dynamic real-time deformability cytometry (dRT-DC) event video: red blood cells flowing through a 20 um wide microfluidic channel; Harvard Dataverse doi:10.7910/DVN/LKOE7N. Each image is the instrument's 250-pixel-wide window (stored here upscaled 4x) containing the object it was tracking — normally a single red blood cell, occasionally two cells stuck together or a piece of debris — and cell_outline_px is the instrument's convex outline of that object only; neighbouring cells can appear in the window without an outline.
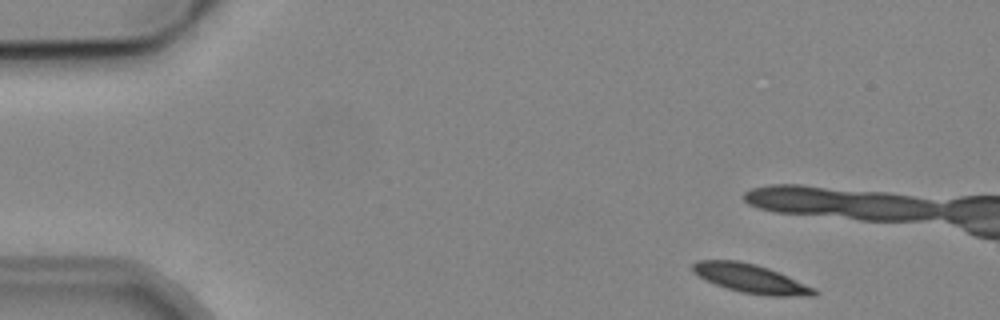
{"species": "common noctule bat (a hibernating species)", "species_latin": "Nyctalus noctula", "temperature_condition": "cold", "stored_images_in_passage": 4, "camera_frame_rate_fps": 3000, "um_per_image_px": 0.085, "animal": {"sex": "male", "body_mass_g": 19.2, "forearm_length_mm": 51.8}, "frame": {"image": 1, "passage_image": 1, "time_ms": 0.0, "image_size_px": [1000, 320], "cell_outline_px": [[816, 296], [768, 296], [740, 292], [716, 284], [692, 272], [692, 264], [696, 260], [736, 260], [756, 264], [768, 268], [816, 288]], "centroid_in_image_um": [63.82, 23.68], "position_along_channel_um": 21.2, "area_um2": 20.23}}